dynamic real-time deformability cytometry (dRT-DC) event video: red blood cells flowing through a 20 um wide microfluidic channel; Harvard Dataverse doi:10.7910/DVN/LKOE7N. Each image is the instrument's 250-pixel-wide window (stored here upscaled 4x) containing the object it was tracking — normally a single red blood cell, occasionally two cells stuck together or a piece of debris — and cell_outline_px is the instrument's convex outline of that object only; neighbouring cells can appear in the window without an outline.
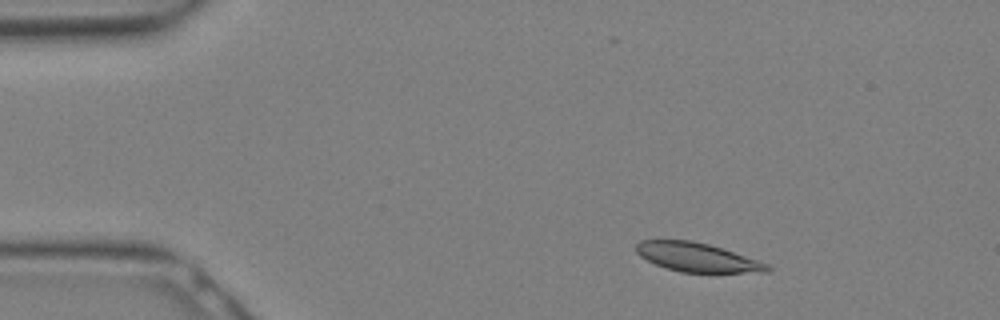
{"species": "Egyptian fruit bat (a non-hibernating species)", "species_latin": "Rousettus aegyptiacus", "temperature_condition": "warm", "stored_images_in_passage": 28, "camera_frame_rate_fps": 3000, "um_per_image_px": 0.085, "animal": {"sex": "female"}, "frame": {"image": 1, "passage_image": 3, "time_ms": 0.667, "image_size_px": [1000, 320], "cell_outline_px": [[772, 272], [680, 272], [656, 264], [640, 256], [636, 252], [636, 244], [640, 240], [692, 240], [708, 244], [768, 264], [772, 268]], "centroid_in_image_um": [59.24, 21.87], "position_along_channel_um": 25.8, "area_um2": 21.73}}
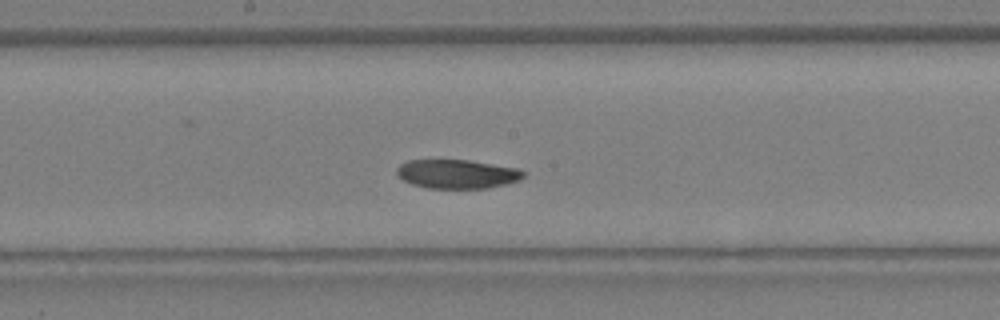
{"frame": {"image": 2, "passage_image": 14, "time_ms": 4.333, "image_size_px": [1000, 320], "cell_outline_px": [[524, 176], [520, 180], [488, 188], [428, 188], [412, 184], [404, 180], [396, 172], [396, 168], [400, 164], [408, 160], [468, 160], [520, 168], [524, 172]], "centroid_in_image_um": [38.87, 14.78], "position_along_channel_um": 209.3, "area_um2": 21.33}}
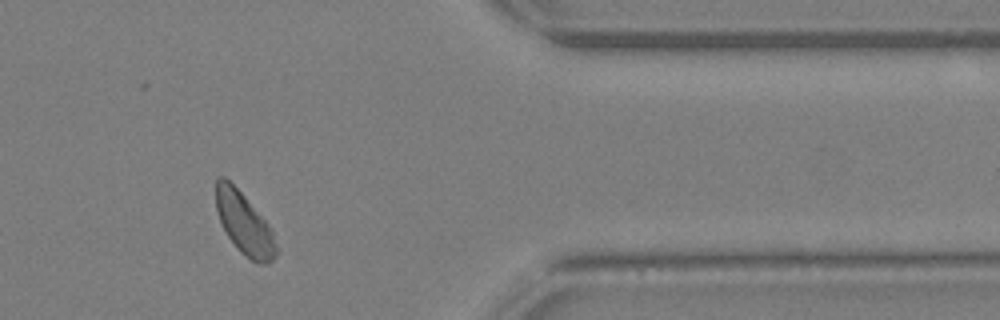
{"frame": {"image": 3, "passage_image": 23, "time_ms": 7.333, "image_size_px": [1000, 320], "cell_outline_px": [[276, 256], [268, 264], [264, 264], [252, 260], [240, 252], [236, 248], [228, 236], [220, 220], [216, 208], [216, 176], [224, 176], [244, 196], [268, 224], [272, 232], [276, 248]], "centroid_in_image_um": [20.74, 19.0], "position_along_channel_um": 390.7, "area_um2": 21.15}}